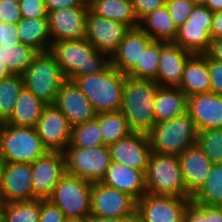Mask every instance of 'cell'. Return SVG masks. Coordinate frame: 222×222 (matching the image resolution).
<instances>
[{
  "mask_svg": "<svg viewBox=\"0 0 222 222\" xmlns=\"http://www.w3.org/2000/svg\"><path fill=\"white\" fill-rule=\"evenodd\" d=\"M198 130L188 112L156 123L148 133L153 153L178 156L197 143Z\"/></svg>",
  "mask_w": 222,
  "mask_h": 222,
  "instance_id": "obj_4",
  "label": "cell"
},
{
  "mask_svg": "<svg viewBox=\"0 0 222 222\" xmlns=\"http://www.w3.org/2000/svg\"><path fill=\"white\" fill-rule=\"evenodd\" d=\"M64 213L49 199L41 198V212L39 222H65Z\"/></svg>",
  "mask_w": 222,
  "mask_h": 222,
  "instance_id": "obj_43",
  "label": "cell"
},
{
  "mask_svg": "<svg viewBox=\"0 0 222 222\" xmlns=\"http://www.w3.org/2000/svg\"><path fill=\"white\" fill-rule=\"evenodd\" d=\"M214 12L206 6H195L180 27L174 44L191 54H205L211 42V29Z\"/></svg>",
  "mask_w": 222,
  "mask_h": 222,
  "instance_id": "obj_10",
  "label": "cell"
},
{
  "mask_svg": "<svg viewBox=\"0 0 222 222\" xmlns=\"http://www.w3.org/2000/svg\"><path fill=\"white\" fill-rule=\"evenodd\" d=\"M212 38H222V11L214 12L211 29Z\"/></svg>",
  "mask_w": 222,
  "mask_h": 222,
  "instance_id": "obj_49",
  "label": "cell"
},
{
  "mask_svg": "<svg viewBox=\"0 0 222 222\" xmlns=\"http://www.w3.org/2000/svg\"><path fill=\"white\" fill-rule=\"evenodd\" d=\"M23 87L22 74H11L0 80V123L6 122L13 114L16 100Z\"/></svg>",
  "mask_w": 222,
  "mask_h": 222,
  "instance_id": "obj_34",
  "label": "cell"
},
{
  "mask_svg": "<svg viewBox=\"0 0 222 222\" xmlns=\"http://www.w3.org/2000/svg\"><path fill=\"white\" fill-rule=\"evenodd\" d=\"M195 6H205L207 0H191Z\"/></svg>",
  "mask_w": 222,
  "mask_h": 222,
  "instance_id": "obj_57",
  "label": "cell"
},
{
  "mask_svg": "<svg viewBox=\"0 0 222 222\" xmlns=\"http://www.w3.org/2000/svg\"><path fill=\"white\" fill-rule=\"evenodd\" d=\"M5 204H6V201L3 197V195L0 193V222L3 221V214H4Z\"/></svg>",
  "mask_w": 222,
  "mask_h": 222,
  "instance_id": "obj_56",
  "label": "cell"
},
{
  "mask_svg": "<svg viewBox=\"0 0 222 222\" xmlns=\"http://www.w3.org/2000/svg\"><path fill=\"white\" fill-rule=\"evenodd\" d=\"M100 125L103 143L106 146L129 136L132 131L121 111L98 113L95 118Z\"/></svg>",
  "mask_w": 222,
  "mask_h": 222,
  "instance_id": "obj_32",
  "label": "cell"
},
{
  "mask_svg": "<svg viewBox=\"0 0 222 222\" xmlns=\"http://www.w3.org/2000/svg\"><path fill=\"white\" fill-rule=\"evenodd\" d=\"M205 54L213 60L222 61V38H212Z\"/></svg>",
  "mask_w": 222,
  "mask_h": 222,
  "instance_id": "obj_48",
  "label": "cell"
},
{
  "mask_svg": "<svg viewBox=\"0 0 222 222\" xmlns=\"http://www.w3.org/2000/svg\"><path fill=\"white\" fill-rule=\"evenodd\" d=\"M22 19L18 4L0 2V21L5 24H17Z\"/></svg>",
  "mask_w": 222,
  "mask_h": 222,
  "instance_id": "obj_45",
  "label": "cell"
},
{
  "mask_svg": "<svg viewBox=\"0 0 222 222\" xmlns=\"http://www.w3.org/2000/svg\"><path fill=\"white\" fill-rule=\"evenodd\" d=\"M87 3L98 16L124 23L130 28L139 27L132 0H87Z\"/></svg>",
  "mask_w": 222,
  "mask_h": 222,
  "instance_id": "obj_27",
  "label": "cell"
},
{
  "mask_svg": "<svg viewBox=\"0 0 222 222\" xmlns=\"http://www.w3.org/2000/svg\"><path fill=\"white\" fill-rule=\"evenodd\" d=\"M178 159L186 186V198H192L205 183L213 163L198 143L180 153Z\"/></svg>",
  "mask_w": 222,
  "mask_h": 222,
  "instance_id": "obj_19",
  "label": "cell"
},
{
  "mask_svg": "<svg viewBox=\"0 0 222 222\" xmlns=\"http://www.w3.org/2000/svg\"><path fill=\"white\" fill-rule=\"evenodd\" d=\"M158 88L154 80L126 76L120 111L132 132L148 134L156 125L154 99Z\"/></svg>",
  "mask_w": 222,
  "mask_h": 222,
  "instance_id": "obj_2",
  "label": "cell"
},
{
  "mask_svg": "<svg viewBox=\"0 0 222 222\" xmlns=\"http://www.w3.org/2000/svg\"><path fill=\"white\" fill-rule=\"evenodd\" d=\"M152 41L153 39L140 27L130 28L111 56V65L127 75L138 62H141L142 53Z\"/></svg>",
  "mask_w": 222,
  "mask_h": 222,
  "instance_id": "obj_22",
  "label": "cell"
},
{
  "mask_svg": "<svg viewBox=\"0 0 222 222\" xmlns=\"http://www.w3.org/2000/svg\"><path fill=\"white\" fill-rule=\"evenodd\" d=\"M188 97L178 87L159 86L154 99L156 123L187 112Z\"/></svg>",
  "mask_w": 222,
  "mask_h": 222,
  "instance_id": "obj_26",
  "label": "cell"
},
{
  "mask_svg": "<svg viewBox=\"0 0 222 222\" xmlns=\"http://www.w3.org/2000/svg\"><path fill=\"white\" fill-rule=\"evenodd\" d=\"M35 129L49 152L63 153L70 143L72 127L54 104L45 106Z\"/></svg>",
  "mask_w": 222,
  "mask_h": 222,
  "instance_id": "obj_15",
  "label": "cell"
},
{
  "mask_svg": "<svg viewBox=\"0 0 222 222\" xmlns=\"http://www.w3.org/2000/svg\"><path fill=\"white\" fill-rule=\"evenodd\" d=\"M50 52L67 80L100 73L111 64L110 57L97 51L86 38L53 42Z\"/></svg>",
  "mask_w": 222,
  "mask_h": 222,
  "instance_id": "obj_1",
  "label": "cell"
},
{
  "mask_svg": "<svg viewBox=\"0 0 222 222\" xmlns=\"http://www.w3.org/2000/svg\"><path fill=\"white\" fill-rule=\"evenodd\" d=\"M11 74L12 73L7 68L5 62H3L2 59L0 58V80L10 76Z\"/></svg>",
  "mask_w": 222,
  "mask_h": 222,
  "instance_id": "obj_53",
  "label": "cell"
},
{
  "mask_svg": "<svg viewBox=\"0 0 222 222\" xmlns=\"http://www.w3.org/2000/svg\"><path fill=\"white\" fill-rule=\"evenodd\" d=\"M74 126L94 120L97 113L73 80H65L58 90L54 104Z\"/></svg>",
  "mask_w": 222,
  "mask_h": 222,
  "instance_id": "obj_17",
  "label": "cell"
},
{
  "mask_svg": "<svg viewBox=\"0 0 222 222\" xmlns=\"http://www.w3.org/2000/svg\"><path fill=\"white\" fill-rule=\"evenodd\" d=\"M146 193L186 198L178 156L153 153L145 172Z\"/></svg>",
  "mask_w": 222,
  "mask_h": 222,
  "instance_id": "obj_7",
  "label": "cell"
},
{
  "mask_svg": "<svg viewBox=\"0 0 222 222\" xmlns=\"http://www.w3.org/2000/svg\"><path fill=\"white\" fill-rule=\"evenodd\" d=\"M16 25L22 44L32 46L39 52L50 51L52 39L48 18H22Z\"/></svg>",
  "mask_w": 222,
  "mask_h": 222,
  "instance_id": "obj_28",
  "label": "cell"
},
{
  "mask_svg": "<svg viewBox=\"0 0 222 222\" xmlns=\"http://www.w3.org/2000/svg\"><path fill=\"white\" fill-rule=\"evenodd\" d=\"M210 75V92L222 96V61L213 60L206 55Z\"/></svg>",
  "mask_w": 222,
  "mask_h": 222,
  "instance_id": "obj_41",
  "label": "cell"
},
{
  "mask_svg": "<svg viewBox=\"0 0 222 222\" xmlns=\"http://www.w3.org/2000/svg\"><path fill=\"white\" fill-rule=\"evenodd\" d=\"M159 56L160 41L153 40L142 53L141 62H138L127 76L135 79L154 80L156 82Z\"/></svg>",
  "mask_w": 222,
  "mask_h": 222,
  "instance_id": "obj_36",
  "label": "cell"
},
{
  "mask_svg": "<svg viewBox=\"0 0 222 222\" xmlns=\"http://www.w3.org/2000/svg\"><path fill=\"white\" fill-rule=\"evenodd\" d=\"M22 77L24 88L46 105L55 104L58 90L66 80L50 51L39 52Z\"/></svg>",
  "mask_w": 222,
  "mask_h": 222,
  "instance_id": "obj_5",
  "label": "cell"
},
{
  "mask_svg": "<svg viewBox=\"0 0 222 222\" xmlns=\"http://www.w3.org/2000/svg\"><path fill=\"white\" fill-rule=\"evenodd\" d=\"M70 144L75 147L96 148L103 146V137L99 122L94 119L84 124L74 126L71 132Z\"/></svg>",
  "mask_w": 222,
  "mask_h": 222,
  "instance_id": "obj_37",
  "label": "cell"
},
{
  "mask_svg": "<svg viewBox=\"0 0 222 222\" xmlns=\"http://www.w3.org/2000/svg\"><path fill=\"white\" fill-rule=\"evenodd\" d=\"M165 5L177 28L188 20L189 15L195 7L191 0H166Z\"/></svg>",
  "mask_w": 222,
  "mask_h": 222,
  "instance_id": "obj_39",
  "label": "cell"
},
{
  "mask_svg": "<svg viewBox=\"0 0 222 222\" xmlns=\"http://www.w3.org/2000/svg\"><path fill=\"white\" fill-rule=\"evenodd\" d=\"M130 27L96 15L90 9L85 20V35L91 45L110 58L118 49Z\"/></svg>",
  "mask_w": 222,
  "mask_h": 222,
  "instance_id": "obj_13",
  "label": "cell"
},
{
  "mask_svg": "<svg viewBox=\"0 0 222 222\" xmlns=\"http://www.w3.org/2000/svg\"><path fill=\"white\" fill-rule=\"evenodd\" d=\"M100 182L131 195L137 201L146 194L145 173L117 162L111 161Z\"/></svg>",
  "mask_w": 222,
  "mask_h": 222,
  "instance_id": "obj_24",
  "label": "cell"
},
{
  "mask_svg": "<svg viewBox=\"0 0 222 222\" xmlns=\"http://www.w3.org/2000/svg\"><path fill=\"white\" fill-rule=\"evenodd\" d=\"M47 152L35 128L1 123L0 156L6 162L32 164Z\"/></svg>",
  "mask_w": 222,
  "mask_h": 222,
  "instance_id": "obj_6",
  "label": "cell"
},
{
  "mask_svg": "<svg viewBox=\"0 0 222 222\" xmlns=\"http://www.w3.org/2000/svg\"><path fill=\"white\" fill-rule=\"evenodd\" d=\"M108 147L111 161L146 172L152 154L148 134L132 132Z\"/></svg>",
  "mask_w": 222,
  "mask_h": 222,
  "instance_id": "obj_16",
  "label": "cell"
},
{
  "mask_svg": "<svg viewBox=\"0 0 222 222\" xmlns=\"http://www.w3.org/2000/svg\"><path fill=\"white\" fill-rule=\"evenodd\" d=\"M210 222H222V207L210 206Z\"/></svg>",
  "mask_w": 222,
  "mask_h": 222,
  "instance_id": "obj_51",
  "label": "cell"
},
{
  "mask_svg": "<svg viewBox=\"0 0 222 222\" xmlns=\"http://www.w3.org/2000/svg\"><path fill=\"white\" fill-rule=\"evenodd\" d=\"M187 112L198 131L222 129V96L213 92L188 97Z\"/></svg>",
  "mask_w": 222,
  "mask_h": 222,
  "instance_id": "obj_21",
  "label": "cell"
},
{
  "mask_svg": "<svg viewBox=\"0 0 222 222\" xmlns=\"http://www.w3.org/2000/svg\"><path fill=\"white\" fill-rule=\"evenodd\" d=\"M88 10L89 7H74L48 13V25L52 43L85 39V20Z\"/></svg>",
  "mask_w": 222,
  "mask_h": 222,
  "instance_id": "obj_18",
  "label": "cell"
},
{
  "mask_svg": "<svg viewBox=\"0 0 222 222\" xmlns=\"http://www.w3.org/2000/svg\"><path fill=\"white\" fill-rule=\"evenodd\" d=\"M166 0H132L134 12L140 22L146 15L164 6Z\"/></svg>",
  "mask_w": 222,
  "mask_h": 222,
  "instance_id": "obj_44",
  "label": "cell"
},
{
  "mask_svg": "<svg viewBox=\"0 0 222 222\" xmlns=\"http://www.w3.org/2000/svg\"><path fill=\"white\" fill-rule=\"evenodd\" d=\"M20 43L16 24H5L0 21V45Z\"/></svg>",
  "mask_w": 222,
  "mask_h": 222,
  "instance_id": "obj_47",
  "label": "cell"
},
{
  "mask_svg": "<svg viewBox=\"0 0 222 222\" xmlns=\"http://www.w3.org/2000/svg\"><path fill=\"white\" fill-rule=\"evenodd\" d=\"M6 161L0 156V193L2 190V178H3V171L5 167Z\"/></svg>",
  "mask_w": 222,
  "mask_h": 222,
  "instance_id": "obj_55",
  "label": "cell"
},
{
  "mask_svg": "<svg viewBox=\"0 0 222 222\" xmlns=\"http://www.w3.org/2000/svg\"><path fill=\"white\" fill-rule=\"evenodd\" d=\"M192 55L173 42L160 41L157 84L163 87H178L185 64Z\"/></svg>",
  "mask_w": 222,
  "mask_h": 222,
  "instance_id": "obj_20",
  "label": "cell"
},
{
  "mask_svg": "<svg viewBox=\"0 0 222 222\" xmlns=\"http://www.w3.org/2000/svg\"><path fill=\"white\" fill-rule=\"evenodd\" d=\"M44 3L48 13L59 9L89 7L84 0H44Z\"/></svg>",
  "mask_w": 222,
  "mask_h": 222,
  "instance_id": "obj_46",
  "label": "cell"
},
{
  "mask_svg": "<svg viewBox=\"0 0 222 222\" xmlns=\"http://www.w3.org/2000/svg\"><path fill=\"white\" fill-rule=\"evenodd\" d=\"M183 222H210V206L191 201L185 210Z\"/></svg>",
  "mask_w": 222,
  "mask_h": 222,
  "instance_id": "obj_42",
  "label": "cell"
},
{
  "mask_svg": "<svg viewBox=\"0 0 222 222\" xmlns=\"http://www.w3.org/2000/svg\"><path fill=\"white\" fill-rule=\"evenodd\" d=\"M126 76L110 64L100 73L80 75L72 80L98 114L121 110Z\"/></svg>",
  "mask_w": 222,
  "mask_h": 222,
  "instance_id": "obj_3",
  "label": "cell"
},
{
  "mask_svg": "<svg viewBox=\"0 0 222 222\" xmlns=\"http://www.w3.org/2000/svg\"><path fill=\"white\" fill-rule=\"evenodd\" d=\"M194 204L222 206V163H214L205 183L191 198Z\"/></svg>",
  "mask_w": 222,
  "mask_h": 222,
  "instance_id": "obj_33",
  "label": "cell"
},
{
  "mask_svg": "<svg viewBox=\"0 0 222 222\" xmlns=\"http://www.w3.org/2000/svg\"><path fill=\"white\" fill-rule=\"evenodd\" d=\"M18 6L22 18H48L44 0H21Z\"/></svg>",
  "mask_w": 222,
  "mask_h": 222,
  "instance_id": "obj_40",
  "label": "cell"
},
{
  "mask_svg": "<svg viewBox=\"0 0 222 222\" xmlns=\"http://www.w3.org/2000/svg\"><path fill=\"white\" fill-rule=\"evenodd\" d=\"M205 6L212 12L222 11V0H207Z\"/></svg>",
  "mask_w": 222,
  "mask_h": 222,
  "instance_id": "obj_52",
  "label": "cell"
},
{
  "mask_svg": "<svg viewBox=\"0 0 222 222\" xmlns=\"http://www.w3.org/2000/svg\"><path fill=\"white\" fill-rule=\"evenodd\" d=\"M136 208L137 200L131 195L108 187L101 182L92 183L90 216L137 217Z\"/></svg>",
  "mask_w": 222,
  "mask_h": 222,
  "instance_id": "obj_12",
  "label": "cell"
},
{
  "mask_svg": "<svg viewBox=\"0 0 222 222\" xmlns=\"http://www.w3.org/2000/svg\"><path fill=\"white\" fill-rule=\"evenodd\" d=\"M178 88L187 96L210 92L206 54H193L186 62Z\"/></svg>",
  "mask_w": 222,
  "mask_h": 222,
  "instance_id": "obj_25",
  "label": "cell"
},
{
  "mask_svg": "<svg viewBox=\"0 0 222 222\" xmlns=\"http://www.w3.org/2000/svg\"><path fill=\"white\" fill-rule=\"evenodd\" d=\"M31 172L33 199H47L66 174L64 154L48 151L31 164Z\"/></svg>",
  "mask_w": 222,
  "mask_h": 222,
  "instance_id": "obj_14",
  "label": "cell"
},
{
  "mask_svg": "<svg viewBox=\"0 0 222 222\" xmlns=\"http://www.w3.org/2000/svg\"><path fill=\"white\" fill-rule=\"evenodd\" d=\"M31 164L6 162L2 190L6 202L33 200Z\"/></svg>",
  "mask_w": 222,
  "mask_h": 222,
  "instance_id": "obj_23",
  "label": "cell"
},
{
  "mask_svg": "<svg viewBox=\"0 0 222 222\" xmlns=\"http://www.w3.org/2000/svg\"><path fill=\"white\" fill-rule=\"evenodd\" d=\"M38 54V50L21 42L0 45V58L12 74H22Z\"/></svg>",
  "mask_w": 222,
  "mask_h": 222,
  "instance_id": "obj_31",
  "label": "cell"
},
{
  "mask_svg": "<svg viewBox=\"0 0 222 222\" xmlns=\"http://www.w3.org/2000/svg\"><path fill=\"white\" fill-rule=\"evenodd\" d=\"M197 143L213 164L222 163V129L198 131Z\"/></svg>",
  "mask_w": 222,
  "mask_h": 222,
  "instance_id": "obj_38",
  "label": "cell"
},
{
  "mask_svg": "<svg viewBox=\"0 0 222 222\" xmlns=\"http://www.w3.org/2000/svg\"><path fill=\"white\" fill-rule=\"evenodd\" d=\"M65 222H90V217H72V218H66Z\"/></svg>",
  "mask_w": 222,
  "mask_h": 222,
  "instance_id": "obj_54",
  "label": "cell"
},
{
  "mask_svg": "<svg viewBox=\"0 0 222 222\" xmlns=\"http://www.w3.org/2000/svg\"><path fill=\"white\" fill-rule=\"evenodd\" d=\"M66 173L78 176L91 183L100 182L111 163L109 147H75L70 143L63 152Z\"/></svg>",
  "mask_w": 222,
  "mask_h": 222,
  "instance_id": "obj_9",
  "label": "cell"
},
{
  "mask_svg": "<svg viewBox=\"0 0 222 222\" xmlns=\"http://www.w3.org/2000/svg\"><path fill=\"white\" fill-rule=\"evenodd\" d=\"M4 1L18 4L21 0H0V2H4Z\"/></svg>",
  "mask_w": 222,
  "mask_h": 222,
  "instance_id": "obj_58",
  "label": "cell"
},
{
  "mask_svg": "<svg viewBox=\"0 0 222 222\" xmlns=\"http://www.w3.org/2000/svg\"><path fill=\"white\" fill-rule=\"evenodd\" d=\"M92 183L78 176L65 174L47 198L66 216L90 217Z\"/></svg>",
  "mask_w": 222,
  "mask_h": 222,
  "instance_id": "obj_8",
  "label": "cell"
},
{
  "mask_svg": "<svg viewBox=\"0 0 222 222\" xmlns=\"http://www.w3.org/2000/svg\"><path fill=\"white\" fill-rule=\"evenodd\" d=\"M191 198L146 193L137 201L138 222H183Z\"/></svg>",
  "mask_w": 222,
  "mask_h": 222,
  "instance_id": "obj_11",
  "label": "cell"
},
{
  "mask_svg": "<svg viewBox=\"0 0 222 222\" xmlns=\"http://www.w3.org/2000/svg\"><path fill=\"white\" fill-rule=\"evenodd\" d=\"M90 222H138L137 217H118V218H102L90 216Z\"/></svg>",
  "mask_w": 222,
  "mask_h": 222,
  "instance_id": "obj_50",
  "label": "cell"
},
{
  "mask_svg": "<svg viewBox=\"0 0 222 222\" xmlns=\"http://www.w3.org/2000/svg\"><path fill=\"white\" fill-rule=\"evenodd\" d=\"M41 198L6 202L2 222H39Z\"/></svg>",
  "mask_w": 222,
  "mask_h": 222,
  "instance_id": "obj_35",
  "label": "cell"
},
{
  "mask_svg": "<svg viewBox=\"0 0 222 222\" xmlns=\"http://www.w3.org/2000/svg\"><path fill=\"white\" fill-rule=\"evenodd\" d=\"M46 104L26 88L20 91L11 117L6 121L17 127L35 128Z\"/></svg>",
  "mask_w": 222,
  "mask_h": 222,
  "instance_id": "obj_29",
  "label": "cell"
},
{
  "mask_svg": "<svg viewBox=\"0 0 222 222\" xmlns=\"http://www.w3.org/2000/svg\"><path fill=\"white\" fill-rule=\"evenodd\" d=\"M139 27L153 40L163 42H174L178 32L166 5L146 15L140 21Z\"/></svg>",
  "mask_w": 222,
  "mask_h": 222,
  "instance_id": "obj_30",
  "label": "cell"
}]
</instances>
